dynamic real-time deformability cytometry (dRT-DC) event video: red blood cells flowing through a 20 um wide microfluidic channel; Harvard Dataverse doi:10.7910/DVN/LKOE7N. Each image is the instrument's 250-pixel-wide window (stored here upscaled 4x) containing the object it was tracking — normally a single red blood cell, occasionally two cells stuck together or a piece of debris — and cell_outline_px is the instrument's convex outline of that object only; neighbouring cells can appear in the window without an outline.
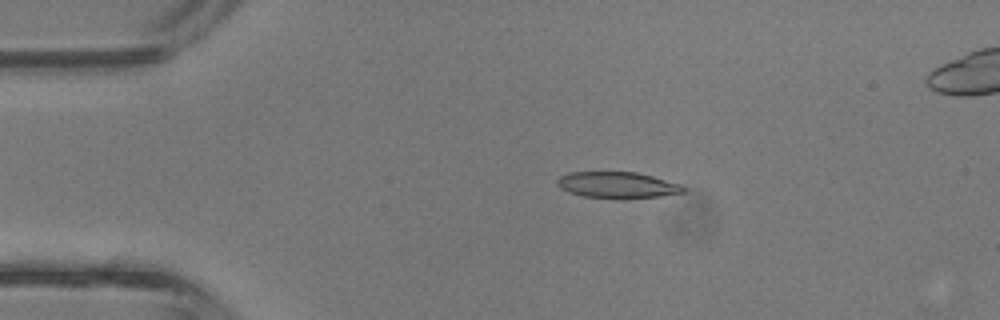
{"species": "common noctule bat (a hibernating species)", "species_latin": "Nyctalus noctula", "temperature_condition": "room temperature", "stored_images_in_passage": 35, "camera_frame_rate_fps": 3000, "um_per_image_px": 0.085, "animal": {"sex": "male", "body_mass_g": 13.3}, "frame": {"image": 1, "passage_image": 1, "time_ms": 0.0, "image_size_px": [1000, 320], "cell_outline_px": [[688, 188], [684, 192], [660, 196], [624, 200], [620, 200], [584, 196], [568, 192], [560, 188], [556, 184], [556, 180], [560, 176], [568, 172], [636, 172], [684, 184]], "centroid_in_image_um": [52.51, 15.74], "position_along_channel_um": 32.5, "area_um2": 19.88}}
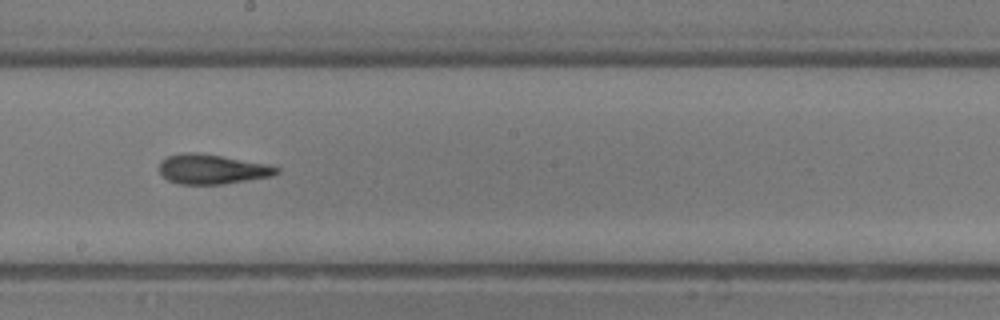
{"frame": {"image": 2, "passage_image": 16, "time_ms": 5.0, "image_size_px": [1000, 320], "cell_outline_px": [[280, 172], [272, 176], [224, 184], [180, 184], [168, 180], [160, 172], [160, 160], [168, 156], [180, 152], [196, 152], [268, 164], [280, 168]], "centroid_in_image_um": [18.03, 14.37], "position_along_channel_um": 230.2, "area_um2": 20.29}}
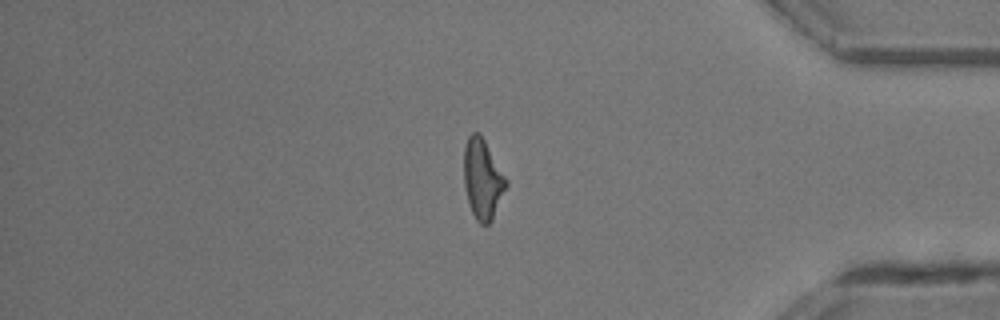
{"frame": {"image": 3, "passage_image": 28, "time_ms": 9.0, "image_size_px": [1000, 320], "cell_outline_px": [[508, 184], [492, 220], [488, 224], [480, 224], [476, 220], [472, 212], [468, 200], [464, 184], [464, 148], [468, 136], [472, 132], [480, 132], [508, 180]], "centroid_in_image_um": [41.03, 15.2], "position_along_channel_um": 394.2, "area_um2": 19.71}, "authors_computed_cell_mechanics": {"area_um2": 19.7676, "velocity_mm_per_s": 4.8499, "shape_relaxation_time_tau1_ms": 3.4698, "shape_relaxation_time_tau2_ms": 2.3806, "deformation_change_tau1": 0.1626, "deformation_change_tau2": 0.1368}}